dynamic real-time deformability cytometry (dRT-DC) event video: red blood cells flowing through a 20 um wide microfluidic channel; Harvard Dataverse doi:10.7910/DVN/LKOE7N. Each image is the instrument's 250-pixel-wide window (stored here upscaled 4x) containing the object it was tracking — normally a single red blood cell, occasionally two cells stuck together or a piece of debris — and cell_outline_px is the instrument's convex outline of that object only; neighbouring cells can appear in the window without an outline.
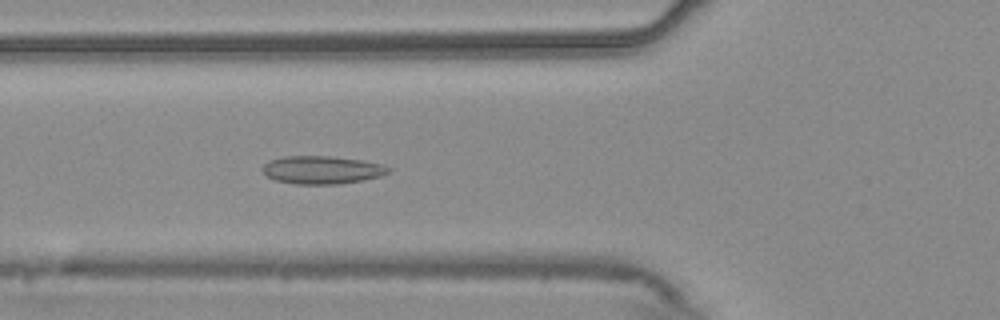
{"species": "common noctule bat (a hibernating species)", "species_latin": "Nyctalus noctula", "temperature_condition": "warm", "stored_images_in_passage": 54, "camera_frame_rate_fps": 3000, "um_per_image_px": 0.085, "animal": {"sex": "male", "body_mass_g": 20.4}, "frame": {"image": 1, "passage_image": 19, "time_ms": 6.0, "image_size_px": [1000, 320], "cell_outline_px": [[392, 172], [380, 176], [340, 184], [296, 184], [276, 180], [268, 176], [260, 168], [264, 164], [272, 160], [284, 156], [332, 156], [360, 160], [384, 164], [392, 168]], "centroid_in_image_um": [27.41, 14.44], "position_along_channel_um": 98.4, "area_um2": 20.52}}
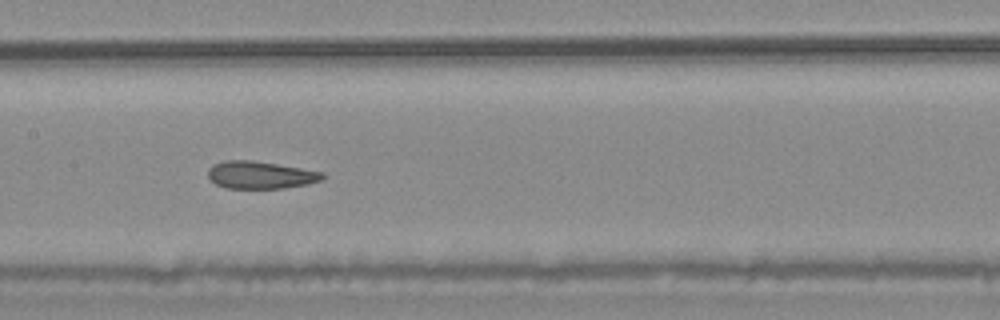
{"frame": {"image": 2, "passage_image": 26, "time_ms": 8.333, "image_size_px": [1000, 320], "cell_outline_px": [[324, 176], [320, 180], [308, 184], [284, 188], [224, 188], [216, 184], [208, 176], [208, 168], [212, 164], [224, 160], [252, 160], [324, 172]], "centroid_in_image_um": [22.1, 14.87], "position_along_channel_um": 185.3, "area_um2": 18.26}}
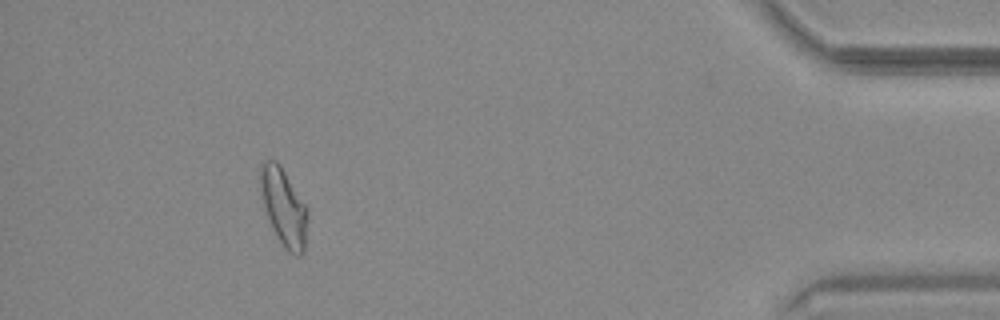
{"frame": {"image": 3, "passage_image": 49, "time_ms": 16.0, "image_size_px": [1000, 320], "cell_outline_px": [[308, 216], [304, 252], [300, 256], [296, 256], [288, 252], [284, 248], [276, 236], [272, 228], [264, 204], [260, 188], [260, 164], [264, 160], [276, 160], [280, 164], [308, 208]], "centroid_in_image_um": [24.13, 17.61], "position_along_channel_um": 411.1, "area_um2": 21.39}, "authors_computed_cell_mechanics": {"area_um2": 20.0855, "velocity_mm_per_s": 3.7063, "shape_relaxation_time_tau1_ms": null, "shape_relaxation_time_tau2_ms": 2.8869, "deformation_change_tau1": null, "deformation_change_tau2": 0.1015}}